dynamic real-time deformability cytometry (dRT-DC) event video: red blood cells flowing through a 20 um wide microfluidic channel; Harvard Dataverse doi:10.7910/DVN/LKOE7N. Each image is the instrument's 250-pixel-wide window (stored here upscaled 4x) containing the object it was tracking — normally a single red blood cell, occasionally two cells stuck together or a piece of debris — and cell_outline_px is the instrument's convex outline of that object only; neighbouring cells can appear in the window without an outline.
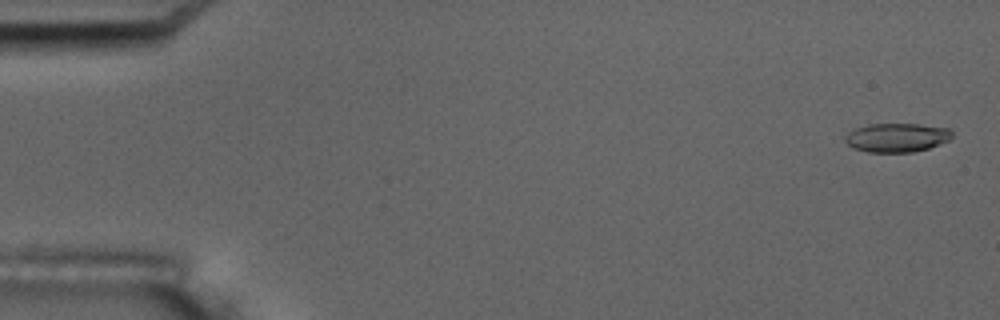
{"species": "common noctule bat (a hibernating species)", "species_latin": "Nyctalus noctula", "temperature_condition": "room temperature", "stored_images_in_passage": 5, "camera_frame_rate_fps": 3000, "um_per_image_px": 0.085, "animal": {"sex": "male", "body_mass_g": 17.5, "forearm_length_mm": 52.3}, "frame": {"image": 1, "passage_image": 1, "time_ms": 0.0, "image_size_px": [1000, 320], "cell_outline_px": [[952, 136], [948, 140], [940, 144], [928, 148], [912, 152], [868, 152], [852, 148], [844, 140], [844, 136], [848, 132], [856, 128], [872, 124], [920, 124], [948, 128], [952, 132]], "centroid_in_image_um": [76.21, 11.69], "position_along_channel_um": 8.8, "area_um2": 17.98}}